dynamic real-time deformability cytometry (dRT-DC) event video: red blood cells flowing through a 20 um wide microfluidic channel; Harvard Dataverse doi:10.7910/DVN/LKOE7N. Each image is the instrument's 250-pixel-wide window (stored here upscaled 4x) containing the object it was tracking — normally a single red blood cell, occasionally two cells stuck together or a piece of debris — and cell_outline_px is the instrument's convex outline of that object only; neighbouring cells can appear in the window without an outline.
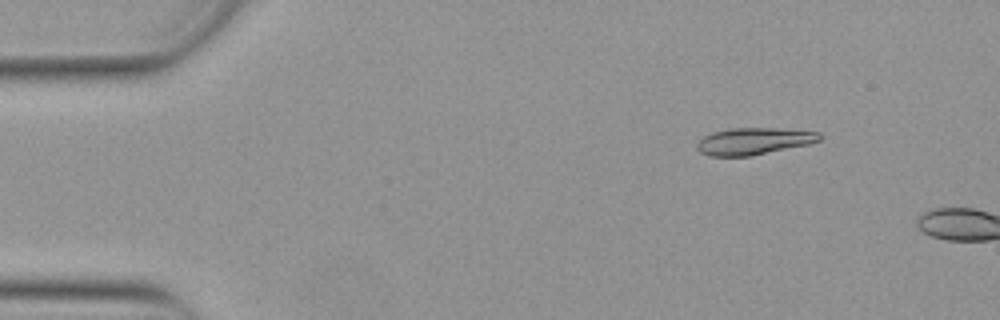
{"species": "Egyptian fruit bat (a non-hibernating species)", "species_latin": "Rousettus aegyptiacus", "temperature_condition": "warm", "stored_images_in_passage": 5, "camera_frame_rate_fps": 3000, "um_per_image_px": 0.085, "animal": {"sex": "female"}, "frame": {"image": 1, "passage_image": 3, "time_ms": 0.667, "image_size_px": [1000, 320], "cell_outline_px": [[824, 136], [820, 140], [808, 144], [748, 156], [708, 156], [700, 152], [696, 148], [696, 144], [704, 136], [712, 132], [732, 128], [772, 128], [820, 132]], "centroid_in_image_um": [64.05, 11.99], "position_along_channel_um": 20.9, "area_um2": 19.07}}